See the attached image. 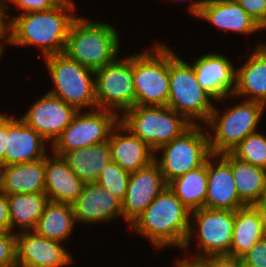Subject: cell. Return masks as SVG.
Here are the masks:
<instances>
[{
  "label": "cell",
  "mask_w": 266,
  "mask_h": 267,
  "mask_svg": "<svg viewBox=\"0 0 266 267\" xmlns=\"http://www.w3.org/2000/svg\"><path fill=\"white\" fill-rule=\"evenodd\" d=\"M131 173L111 160L102 170L96 183L121 201L124 200Z\"/></svg>",
  "instance_id": "32"
},
{
  "label": "cell",
  "mask_w": 266,
  "mask_h": 267,
  "mask_svg": "<svg viewBox=\"0 0 266 267\" xmlns=\"http://www.w3.org/2000/svg\"><path fill=\"white\" fill-rule=\"evenodd\" d=\"M75 222L72 205L49 201L34 231L47 239L61 242L70 235Z\"/></svg>",
  "instance_id": "30"
},
{
  "label": "cell",
  "mask_w": 266,
  "mask_h": 267,
  "mask_svg": "<svg viewBox=\"0 0 266 267\" xmlns=\"http://www.w3.org/2000/svg\"><path fill=\"white\" fill-rule=\"evenodd\" d=\"M0 231L11 232L8 196L0 191Z\"/></svg>",
  "instance_id": "38"
},
{
  "label": "cell",
  "mask_w": 266,
  "mask_h": 267,
  "mask_svg": "<svg viewBox=\"0 0 266 267\" xmlns=\"http://www.w3.org/2000/svg\"><path fill=\"white\" fill-rule=\"evenodd\" d=\"M0 231V267L16 264V234Z\"/></svg>",
  "instance_id": "33"
},
{
  "label": "cell",
  "mask_w": 266,
  "mask_h": 267,
  "mask_svg": "<svg viewBox=\"0 0 266 267\" xmlns=\"http://www.w3.org/2000/svg\"><path fill=\"white\" fill-rule=\"evenodd\" d=\"M118 118L117 111L98 108L84 114L78 111L52 144L54 155L62 156L66 152L108 141L111 131L120 122Z\"/></svg>",
  "instance_id": "10"
},
{
  "label": "cell",
  "mask_w": 266,
  "mask_h": 267,
  "mask_svg": "<svg viewBox=\"0 0 266 267\" xmlns=\"http://www.w3.org/2000/svg\"><path fill=\"white\" fill-rule=\"evenodd\" d=\"M77 110L49 93L37 100L21 118L46 141H54L71 123Z\"/></svg>",
  "instance_id": "14"
},
{
  "label": "cell",
  "mask_w": 266,
  "mask_h": 267,
  "mask_svg": "<svg viewBox=\"0 0 266 267\" xmlns=\"http://www.w3.org/2000/svg\"><path fill=\"white\" fill-rule=\"evenodd\" d=\"M9 132V117L0 114V167L5 166V148Z\"/></svg>",
  "instance_id": "39"
},
{
  "label": "cell",
  "mask_w": 266,
  "mask_h": 267,
  "mask_svg": "<svg viewBox=\"0 0 266 267\" xmlns=\"http://www.w3.org/2000/svg\"><path fill=\"white\" fill-rule=\"evenodd\" d=\"M233 95H250L246 100L266 106V44L259 45L247 62L237 70Z\"/></svg>",
  "instance_id": "24"
},
{
  "label": "cell",
  "mask_w": 266,
  "mask_h": 267,
  "mask_svg": "<svg viewBox=\"0 0 266 267\" xmlns=\"http://www.w3.org/2000/svg\"><path fill=\"white\" fill-rule=\"evenodd\" d=\"M46 141L22 119L9 117V132L5 148V166L28 163L46 157Z\"/></svg>",
  "instance_id": "20"
},
{
  "label": "cell",
  "mask_w": 266,
  "mask_h": 267,
  "mask_svg": "<svg viewBox=\"0 0 266 267\" xmlns=\"http://www.w3.org/2000/svg\"><path fill=\"white\" fill-rule=\"evenodd\" d=\"M231 170L240 200L253 205L266 195V170L231 154Z\"/></svg>",
  "instance_id": "27"
},
{
  "label": "cell",
  "mask_w": 266,
  "mask_h": 267,
  "mask_svg": "<svg viewBox=\"0 0 266 267\" xmlns=\"http://www.w3.org/2000/svg\"><path fill=\"white\" fill-rule=\"evenodd\" d=\"M119 37L109 24L76 18L70 26L64 53L94 71L116 60Z\"/></svg>",
  "instance_id": "3"
},
{
  "label": "cell",
  "mask_w": 266,
  "mask_h": 267,
  "mask_svg": "<svg viewBox=\"0 0 266 267\" xmlns=\"http://www.w3.org/2000/svg\"><path fill=\"white\" fill-rule=\"evenodd\" d=\"M95 76L98 109L125 113L136 105L132 56L105 65L95 71Z\"/></svg>",
  "instance_id": "11"
},
{
  "label": "cell",
  "mask_w": 266,
  "mask_h": 267,
  "mask_svg": "<svg viewBox=\"0 0 266 267\" xmlns=\"http://www.w3.org/2000/svg\"><path fill=\"white\" fill-rule=\"evenodd\" d=\"M0 191L8 195L45 192V158L0 167Z\"/></svg>",
  "instance_id": "23"
},
{
  "label": "cell",
  "mask_w": 266,
  "mask_h": 267,
  "mask_svg": "<svg viewBox=\"0 0 266 267\" xmlns=\"http://www.w3.org/2000/svg\"><path fill=\"white\" fill-rule=\"evenodd\" d=\"M48 202L44 192L8 195L11 232L16 225L22 231H33Z\"/></svg>",
  "instance_id": "28"
},
{
  "label": "cell",
  "mask_w": 266,
  "mask_h": 267,
  "mask_svg": "<svg viewBox=\"0 0 266 267\" xmlns=\"http://www.w3.org/2000/svg\"><path fill=\"white\" fill-rule=\"evenodd\" d=\"M259 214L260 221L262 224V230L266 237V195L252 205Z\"/></svg>",
  "instance_id": "40"
},
{
  "label": "cell",
  "mask_w": 266,
  "mask_h": 267,
  "mask_svg": "<svg viewBox=\"0 0 266 267\" xmlns=\"http://www.w3.org/2000/svg\"><path fill=\"white\" fill-rule=\"evenodd\" d=\"M2 53H3V48H2V46H0V57H1Z\"/></svg>",
  "instance_id": "44"
},
{
  "label": "cell",
  "mask_w": 266,
  "mask_h": 267,
  "mask_svg": "<svg viewBox=\"0 0 266 267\" xmlns=\"http://www.w3.org/2000/svg\"><path fill=\"white\" fill-rule=\"evenodd\" d=\"M74 9L73 3L69 1L65 6L13 17L6 25V42L13 45H37L42 49L44 57L64 53L70 26L77 18L67 15L66 11Z\"/></svg>",
  "instance_id": "2"
},
{
  "label": "cell",
  "mask_w": 266,
  "mask_h": 267,
  "mask_svg": "<svg viewBox=\"0 0 266 267\" xmlns=\"http://www.w3.org/2000/svg\"><path fill=\"white\" fill-rule=\"evenodd\" d=\"M192 67L197 82L214 100L234 94L237 70L225 56L217 53L207 54L199 57Z\"/></svg>",
  "instance_id": "18"
},
{
  "label": "cell",
  "mask_w": 266,
  "mask_h": 267,
  "mask_svg": "<svg viewBox=\"0 0 266 267\" xmlns=\"http://www.w3.org/2000/svg\"><path fill=\"white\" fill-rule=\"evenodd\" d=\"M11 267H24V266H21V265L15 264V265H13V266H11Z\"/></svg>",
  "instance_id": "45"
},
{
  "label": "cell",
  "mask_w": 266,
  "mask_h": 267,
  "mask_svg": "<svg viewBox=\"0 0 266 267\" xmlns=\"http://www.w3.org/2000/svg\"><path fill=\"white\" fill-rule=\"evenodd\" d=\"M6 1L5 0H1V7L4 9V18H5V20L9 18L8 14L6 15V13H5L6 8H7ZM8 1H10V0H8Z\"/></svg>",
  "instance_id": "43"
},
{
  "label": "cell",
  "mask_w": 266,
  "mask_h": 267,
  "mask_svg": "<svg viewBox=\"0 0 266 267\" xmlns=\"http://www.w3.org/2000/svg\"><path fill=\"white\" fill-rule=\"evenodd\" d=\"M169 99L167 106L183 115L207 122L213 111L212 97L197 82L194 69L169 49Z\"/></svg>",
  "instance_id": "5"
},
{
  "label": "cell",
  "mask_w": 266,
  "mask_h": 267,
  "mask_svg": "<svg viewBox=\"0 0 266 267\" xmlns=\"http://www.w3.org/2000/svg\"><path fill=\"white\" fill-rule=\"evenodd\" d=\"M85 183L68 167L62 156L45 157V194L49 201L72 205Z\"/></svg>",
  "instance_id": "21"
},
{
  "label": "cell",
  "mask_w": 266,
  "mask_h": 267,
  "mask_svg": "<svg viewBox=\"0 0 266 267\" xmlns=\"http://www.w3.org/2000/svg\"><path fill=\"white\" fill-rule=\"evenodd\" d=\"M151 51L132 55L136 105L167 106L170 90L169 48L158 44Z\"/></svg>",
  "instance_id": "7"
},
{
  "label": "cell",
  "mask_w": 266,
  "mask_h": 267,
  "mask_svg": "<svg viewBox=\"0 0 266 267\" xmlns=\"http://www.w3.org/2000/svg\"><path fill=\"white\" fill-rule=\"evenodd\" d=\"M16 234V264L24 267H60L72 263L61 242L38 235L34 230Z\"/></svg>",
  "instance_id": "15"
},
{
  "label": "cell",
  "mask_w": 266,
  "mask_h": 267,
  "mask_svg": "<svg viewBox=\"0 0 266 267\" xmlns=\"http://www.w3.org/2000/svg\"><path fill=\"white\" fill-rule=\"evenodd\" d=\"M230 153L241 161L266 170V136L258 132L249 134Z\"/></svg>",
  "instance_id": "31"
},
{
  "label": "cell",
  "mask_w": 266,
  "mask_h": 267,
  "mask_svg": "<svg viewBox=\"0 0 266 267\" xmlns=\"http://www.w3.org/2000/svg\"><path fill=\"white\" fill-rule=\"evenodd\" d=\"M4 9L1 7V1H0V39L4 38L6 36V22L4 20ZM0 46H2L0 44Z\"/></svg>",
  "instance_id": "42"
},
{
  "label": "cell",
  "mask_w": 266,
  "mask_h": 267,
  "mask_svg": "<svg viewBox=\"0 0 266 267\" xmlns=\"http://www.w3.org/2000/svg\"><path fill=\"white\" fill-rule=\"evenodd\" d=\"M262 28L266 26V0H235Z\"/></svg>",
  "instance_id": "36"
},
{
  "label": "cell",
  "mask_w": 266,
  "mask_h": 267,
  "mask_svg": "<svg viewBox=\"0 0 266 267\" xmlns=\"http://www.w3.org/2000/svg\"><path fill=\"white\" fill-rule=\"evenodd\" d=\"M62 158L84 183L96 182L104 167L112 160L108 141L66 152Z\"/></svg>",
  "instance_id": "25"
},
{
  "label": "cell",
  "mask_w": 266,
  "mask_h": 267,
  "mask_svg": "<svg viewBox=\"0 0 266 267\" xmlns=\"http://www.w3.org/2000/svg\"><path fill=\"white\" fill-rule=\"evenodd\" d=\"M177 267H210L203 259H194L193 261L177 260Z\"/></svg>",
  "instance_id": "41"
},
{
  "label": "cell",
  "mask_w": 266,
  "mask_h": 267,
  "mask_svg": "<svg viewBox=\"0 0 266 267\" xmlns=\"http://www.w3.org/2000/svg\"><path fill=\"white\" fill-rule=\"evenodd\" d=\"M208 136L197 123L192 124L179 137L156 150H164L161 159L157 160L155 156L154 161L167 183L207 161L212 155Z\"/></svg>",
  "instance_id": "9"
},
{
  "label": "cell",
  "mask_w": 266,
  "mask_h": 267,
  "mask_svg": "<svg viewBox=\"0 0 266 267\" xmlns=\"http://www.w3.org/2000/svg\"><path fill=\"white\" fill-rule=\"evenodd\" d=\"M221 156V158H220ZM219 157L214 167L210 158ZM207 196L205 208L233 210L246 206L239 198L231 170V153L211 155L207 159Z\"/></svg>",
  "instance_id": "16"
},
{
  "label": "cell",
  "mask_w": 266,
  "mask_h": 267,
  "mask_svg": "<svg viewBox=\"0 0 266 267\" xmlns=\"http://www.w3.org/2000/svg\"><path fill=\"white\" fill-rule=\"evenodd\" d=\"M265 105L255 101H244L229 108L224 115L213 108L207 125L213 129L208 136L209 146L213 155L231 152L244 138L256 131L257 124L263 113Z\"/></svg>",
  "instance_id": "8"
},
{
  "label": "cell",
  "mask_w": 266,
  "mask_h": 267,
  "mask_svg": "<svg viewBox=\"0 0 266 267\" xmlns=\"http://www.w3.org/2000/svg\"><path fill=\"white\" fill-rule=\"evenodd\" d=\"M167 186L168 183L155 161L131 172L126 195L122 201L123 218L132 224Z\"/></svg>",
  "instance_id": "13"
},
{
  "label": "cell",
  "mask_w": 266,
  "mask_h": 267,
  "mask_svg": "<svg viewBox=\"0 0 266 267\" xmlns=\"http://www.w3.org/2000/svg\"><path fill=\"white\" fill-rule=\"evenodd\" d=\"M190 214L167 186L130 227L149 238L157 248L175 245L187 250L193 233Z\"/></svg>",
  "instance_id": "1"
},
{
  "label": "cell",
  "mask_w": 266,
  "mask_h": 267,
  "mask_svg": "<svg viewBox=\"0 0 266 267\" xmlns=\"http://www.w3.org/2000/svg\"><path fill=\"white\" fill-rule=\"evenodd\" d=\"M116 129L120 132L128 131L130 134H116L112 130L108 139L112 160L123 169L131 173L150 165L155 160V151L121 122L116 125Z\"/></svg>",
  "instance_id": "22"
},
{
  "label": "cell",
  "mask_w": 266,
  "mask_h": 267,
  "mask_svg": "<svg viewBox=\"0 0 266 267\" xmlns=\"http://www.w3.org/2000/svg\"><path fill=\"white\" fill-rule=\"evenodd\" d=\"M241 260L244 267H266V237L259 240Z\"/></svg>",
  "instance_id": "35"
},
{
  "label": "cell",
  "mask_w": 266,
  "mask_h": 267,
  "mask_svg": "<svg viewBox=\"0 0 266 267\" xmlns=\"http://www.w3.org/2000/svg\"><path fill=\"white\" fill-rule=\"evenodd\" d=\"M264 236L260 217L252 205L234 211V229L229 256L241 259Z\"/></svg>",
  "instance_id": "26"
},
{
  "label": "cell",
  "mask_w": 266,
  "mask_h": 267,
  "mask_svg": "<svg viewBox=\"0 0 266 267\" xmlns=\"http://www.w3.org/2000/svg\"><path fill=\"white\" fill-rule=\"evenodd\" d=\"M47 69L55 84L49 94L62 99L77 111L85 106L97 107L95 71L70 59L65 53L45 57Z\"/></svg>",
  "instance_id": "6"
},
{
  "label": "cell",
  "mask_w": 266,
  "mask_h": 267,
  "mask_svg": "<svg viewBox=\"0 0 266 267\" xmlns=\"http://www.w3.org/2000/svg\"><path fill=\"white\" fill-rule=\"evenodd\" d=\"M75 220L86 224L108 221L122 215V201L96 182L85 183L82 193L72 204Z\"/></svg>",
  "instance_id": "19"
},
{
  "label": "cell",
  "mask_w": 266,
  "mask_h": 267,
  "mask_svg": "<svg viewBox=\"0 0 266 267\" xmlns=\"http://www.w3.org/2000/svg\"><path fill=\"white\" fill-rule=\"evenodd\" d=\"M189 10L220 30L250 35L262 29L235 0H200L192 3Z\"/></svg>",
  "instance_id": "17"
},
{
  "label": "cell",
  "mask_w": 266,
  "mask_h": 267,
  "mask_svg": "<svg viewBox=\"0 0 266 267\" xmlns=\"http://www.w3.org/2000/svg\"><path fill=\"white\" fill-rule=\"evenodd\" d=\"M191 213L199 226L197 236L203 251L199 250L196 259L229 256L234 229V211L204 207Z\"/></svg>",
  "instance_id": "12"
},
{
  "label": "cell",
  "mask_w": 266,
  "mask_h": 267,
  "mask_svg": "<svg viewBox=\"0 0 266 267\" xmlns=\"http://www.w3.org/2000/svg\"><path fill=\"white\" fill-rule=\"evenodd\" d=\"M70 0H10L17 7L28 12L45 11L54 7L65 6Z\"/></svg>",
  "instance_id": "34"
},
{
  "label": "cell",
  "mask_w": 266,
  "mask_h": 267,
  "mask_svg": "<svg viewBox=\"0 0 266 267\" xmlns=\"http://www.w3.org/2000/svg\"><path fill=\"white\" fill-rule=\"evenodd\" d=\"M123 114L120 122L155 153L159 147L179 137L192 125L168 106L135 105Z\"/></svg>",
  "instance_id": "4"
},
{
  "label": "cell",
  "mask_w": 266,
  "mask_h": 267,
  "mask_svg": "<svg viewBox=\"0 0 266 267\" xmlns=\"http://www.w3.org/2000/svg\"><path fill=\"white\" fill-rule=\"evenodd\" d=\"M203 260L210 267H244L241 259L230 256H211Z\"/></svg>",
  "instance_id": "37"
},
{
  "label": "cell",
  "mask_w": 266,
  "mask_h": 267,
  "mask_svg": "<svg viewBox=\"0 0 266 267\" xmlns=\"http://www.w3.org/2000/svg\"><path fill=\"white\" fill-rule=\"evenodd\" d=\"M207 185V161L168 183V187L191 212L205 207Z\"/></svg>",
  "instance_id": "29"
}]
</instances>
